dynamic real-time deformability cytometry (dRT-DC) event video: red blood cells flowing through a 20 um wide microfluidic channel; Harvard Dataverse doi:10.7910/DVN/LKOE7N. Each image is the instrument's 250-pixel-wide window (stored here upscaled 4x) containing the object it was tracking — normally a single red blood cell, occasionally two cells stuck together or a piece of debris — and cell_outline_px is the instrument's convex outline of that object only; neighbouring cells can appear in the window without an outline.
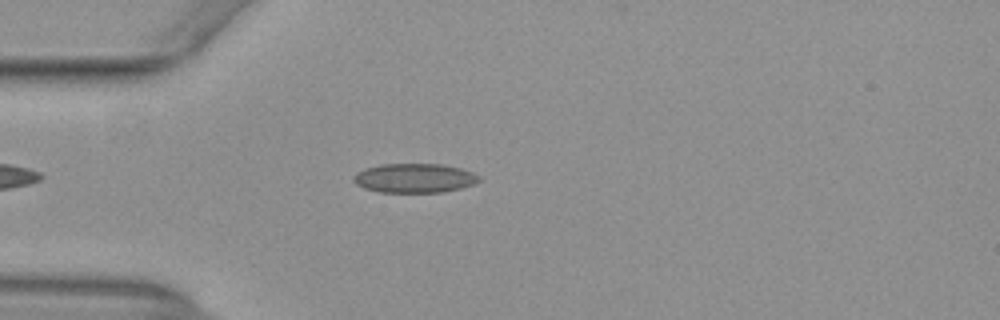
{"species": "common noctule bat (a hibernating species)", "species_latin": "Nyctalus noctula", "temperature_condition": "warm", "stored_images_in_passage": 44, "camera_frame_rate_fps": 3000, "um_per_image_px": 0.085, "animal": {"sex": "female", "body_mass_g": 29.2, "forearm_length_mm": 56.3}, "frame": {"image": 1, "passage_image": 6, "time_ms": 1.667, "image_size_px": [1000, 320], "cell_outline_px": [[480, 180], [472, 184], [460, 188], [444, 192], [380, 192], [364, 188], [356, 184], [352, 180], [352, 176], [356, 172], [364, 168], [380, 164], [440, 164], [460, 168], [472, 172], [480, 176]], "centroid_in_image_um": [35.18, 15.13], "position_along_channel_um": 49.8, "area_um2": 21.44}}
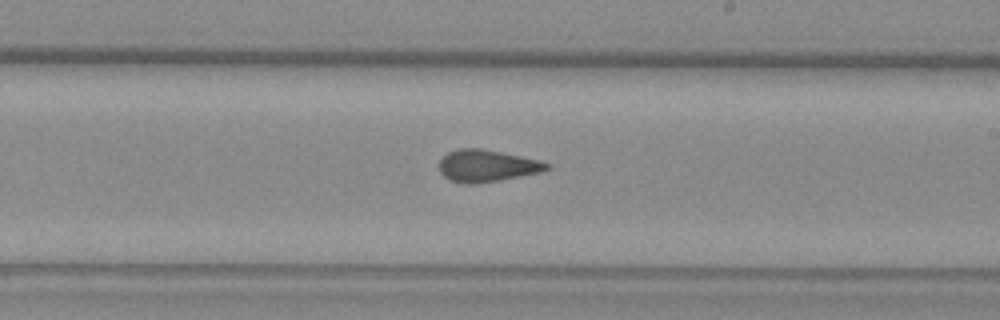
{"frame": {"image": 2, "passage_image": 22, "time_ms": 7.0, "image_size_px": [1000, 320], "cell_outline_px": [[552, 164], [548, 168], [540, 172], [476, 184], [468, 184], [448, 180], [440, 172], [440, 160], [448, 152], [460, 148], [480, 148], [540, 160]], "centroid_in_image_um": [41.37, 14.09], "position_along_channel_um": 247.6, "area_um2": 19.83}}
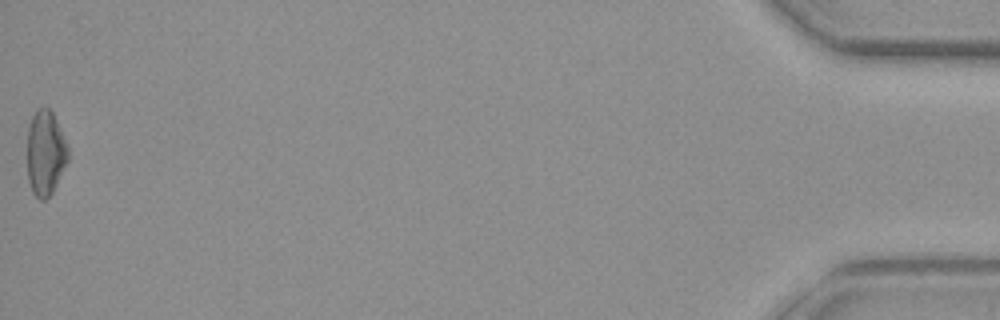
{"frame": {"image": 3, "passage_image": 44, "time_ms": 14.333, "image_size_px": [1000, 320], "cell_outline_px": [[68, 160], [52, 192], [44, 200], [40, 200], [32, 192], [28, 180], [28, 124], [36, 108], [48, 108], [52, 112], [56, 120], [68, 148]], "centroid_in_image_um": [3.84, 12.99], "position_along_channel_um": 431.4, "area_um2": 19.94}, "authors_computed_cell_mechanics": {"area_um2": 20.0277, "velocity_mm_per_s": 3.9384, "shape_relaxation_time_tau1_ms": null, "shape_relaxation_time_tau2_ms": 1.4619, "deformation_change_tau1": null, "deformation_change_tau2": 0.0838}}